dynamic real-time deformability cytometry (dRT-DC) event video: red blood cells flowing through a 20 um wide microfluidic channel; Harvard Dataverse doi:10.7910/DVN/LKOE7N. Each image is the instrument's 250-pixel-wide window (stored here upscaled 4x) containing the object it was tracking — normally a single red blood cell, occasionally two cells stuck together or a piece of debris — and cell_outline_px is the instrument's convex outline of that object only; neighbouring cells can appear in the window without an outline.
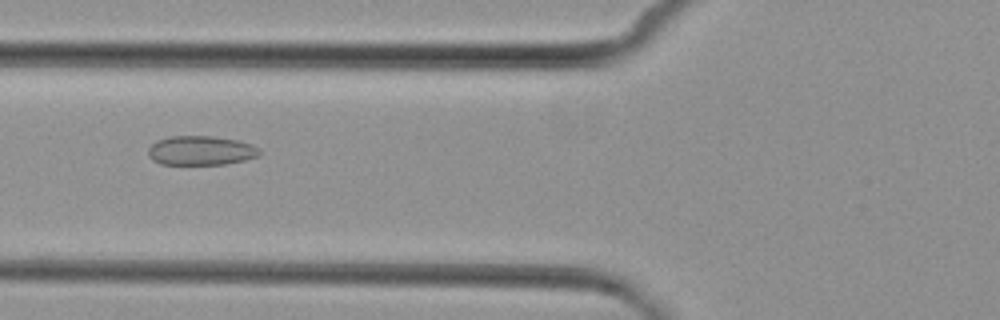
{"species": "common noctule bat (a hibernating species)", "species_latin": "Nyctalus noctula", "temperature_condition": "cold", "stored_images_in_passage": 9, "camera_frame_rate_fps": 3000, "um_per_image_px": 0.085, "animal": {"sex": "female", "body_mass_g": 29.2, "forearm_length_mm": 56.3}, "frame": {"image": 1, "passage_image": 6, "time_ms": 6.667, "image_size_px": [1000, 320], "cell_outline_px": [[260, 156], [244, 160], [224, 164], [160, 164], [152, 160], [148, 156], [148, 148], [156, 140], [168, 136], [212, 136], [240, 140], [252, 144], [260, 148]], "centroid_in_image_um": [17.08, 12.79], "position_along_channel_um": 108.7, "area_um2": 19.25}}
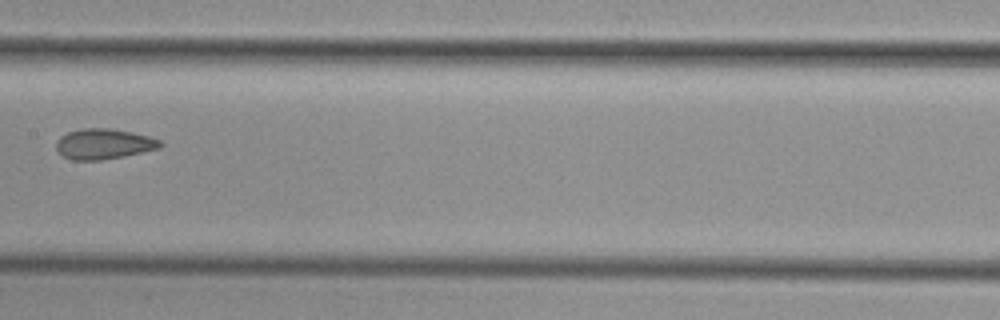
{"frame": {"image": 2, "passage_image": 8, "time_ms": 9.0, "image_size_px": [1000, 320], "cell_outline_px": [[164, 144], [160, 148], [124, 156], [100, 160], [72, 160], [64, 156], [56, 148], [56, 140], [60, 136], [68, 132], [84, 128], [108, 128], [132, 132], [148, 136], [160, 140]], "centroid_in_image_um": [8.82, 12.23], "position_along_channel_um": 198.6, "area_um2": 18.38}}
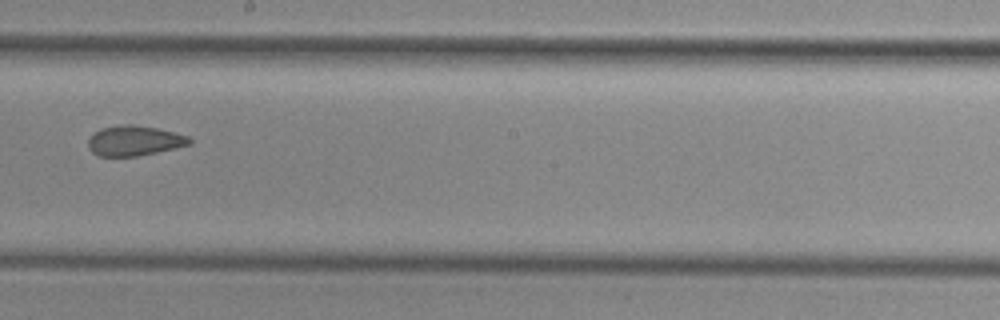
{"frame": {"image": 3, "passage_image": 9, "time_ms": 10.0, "image_size_px": [1000, 320], "cell_outline_px": [[192, 144], [156, 152], [136, 156], [96, 156], [88, 148], [88, 136], [100, 128], [120, 124], [132, 124], [156, 128], [188, 136], [192, 140]], "centroid_in_image_um": [11.36, 11.95], "position_along_channel_um": 236.8, "area_um2": 17.86}}